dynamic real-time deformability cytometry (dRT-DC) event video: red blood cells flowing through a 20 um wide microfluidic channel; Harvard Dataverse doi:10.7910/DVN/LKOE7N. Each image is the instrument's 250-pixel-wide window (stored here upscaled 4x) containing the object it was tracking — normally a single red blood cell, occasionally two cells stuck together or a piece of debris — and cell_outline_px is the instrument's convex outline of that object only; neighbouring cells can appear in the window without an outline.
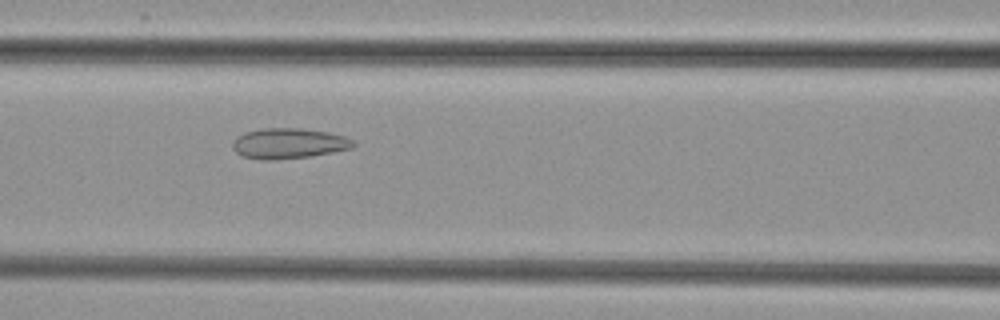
{"species": "common noctule bat (a hibernating species)", "species_latin": "Nyctalus noctula", "temperature_condition": "cold", "stored_images_in_passage": 55, "segment_of_instrument_passage": [1, 2], "camera_frame_rate_fps": 3000, "um_per_image_px": 0.085, "animal": {"sex": "female", "body_mass_g": 29.2, "forearm_length_mm": 56.3}, "frame": {"image": 1, "passage_image": 24, "time_ms": 7.667, "image_size_px": [1000, 320], "cell_outline_px": [[356, 144], [352, 148], [332, 152], [308, 156], [276, 160], [264, 160], [244, 156], [236, 152], [232, 148], [232, 140], [236, 136], [244, 132], [264, 128], [300, 128], [328, 132], [344, 136], [352, 140]], "centroid_in_image_um": [24.5, 12.18], "position_along_channel_um": 142.1, "area_um2": 21.39}}
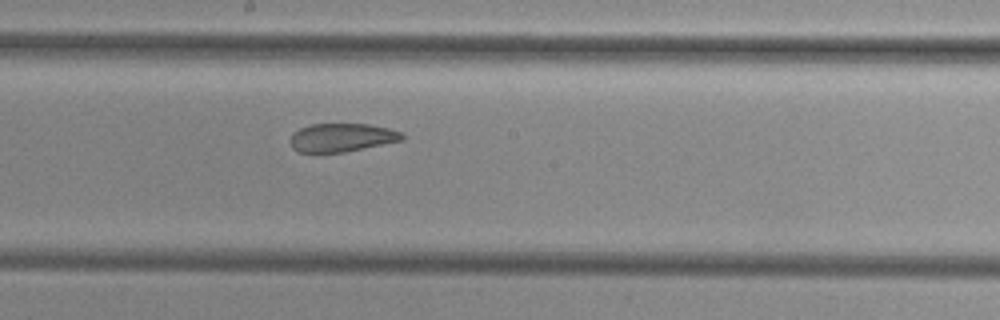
{"frame": {"image": 2, "passage_image": 30, "time_ms": 9.667, "image_size_px": [1000, 320], "cell_outline_px": [[404, 140], [344, 152], [312, 156], [296, 152], [292, 148], [288, 140], [292, 132], [300, 128], [312, 124], [368, 124], [388, 128], [404, 132]], "centroid_in_image_um": [28.96, 11.74], "position_along_channel_um": 219.2, "area_um2": 19.42}}
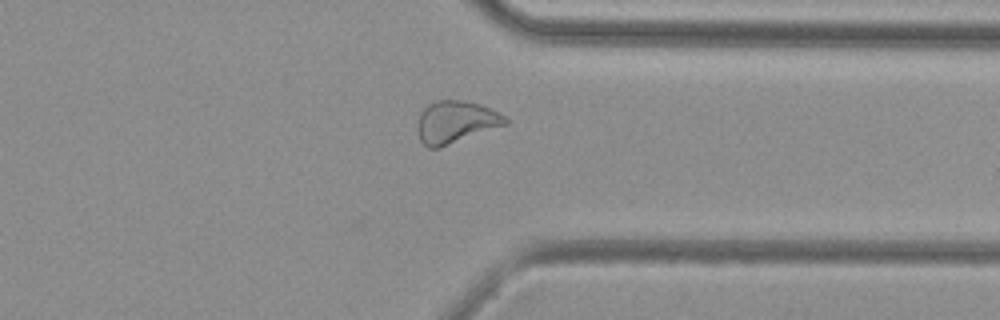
{"frame": {"image": 3, "passage_image": 42, "time_ms": 13.667, "image_size_px": [1000, 320], "cell_outline_px": [[508, 124], [440, 148], [428, 148], [420, 140], [416, 128], [420, 112], [428, 104], [436, 100], [464, 100], [480, 104], [500, 112], [508, 120]], "centroid_in_image_um": [38.73, 10.37], "position_along_channel_um": 372.7, "area_um2": 21.91}}